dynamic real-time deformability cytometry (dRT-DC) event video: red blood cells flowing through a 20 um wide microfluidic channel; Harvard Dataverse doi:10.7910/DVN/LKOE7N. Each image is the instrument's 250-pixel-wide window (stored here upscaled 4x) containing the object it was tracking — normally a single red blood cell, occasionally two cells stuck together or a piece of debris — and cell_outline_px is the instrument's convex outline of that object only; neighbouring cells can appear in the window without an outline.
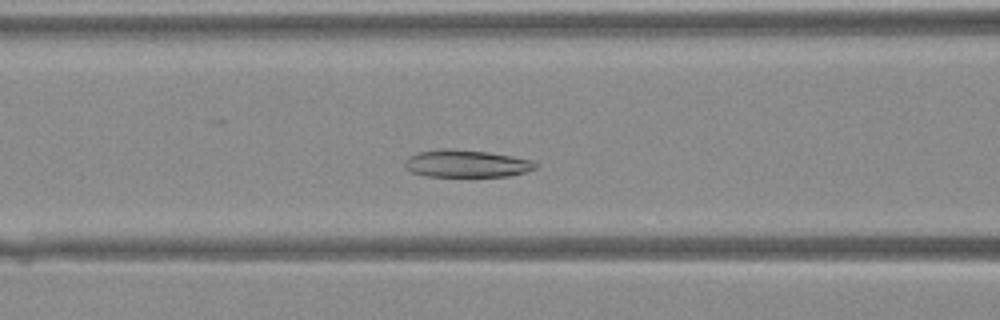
{"species": "Egyptian fruit bat (a non-hibernating species)", "species_latin": "Rousettus aegyptiacus", "temperature_condition": "warm", "stored_images_in_passage": 31, "camera_frame_rate_fps": 3000, "um_per_image_px": 0.085, "animal": {"sex": "female"}, "frame": {"image": 1, "passage_image": 12, "time_ms": 3.667, "image_size_px": [1000, 320], "cell_outline_px": [[540, 164], [536, 168], [524, 172], [508, 176], [424, 176], [412, 172], [404, 168], [404, 160], [408, 156], [420, 152], [448, 148], [452, 148], [484, 152], [532, 160]], "centroid_in_image_um": [39.61, 13.91], "position_along_channel_um": 127.0, "area_um2": 20.69}}
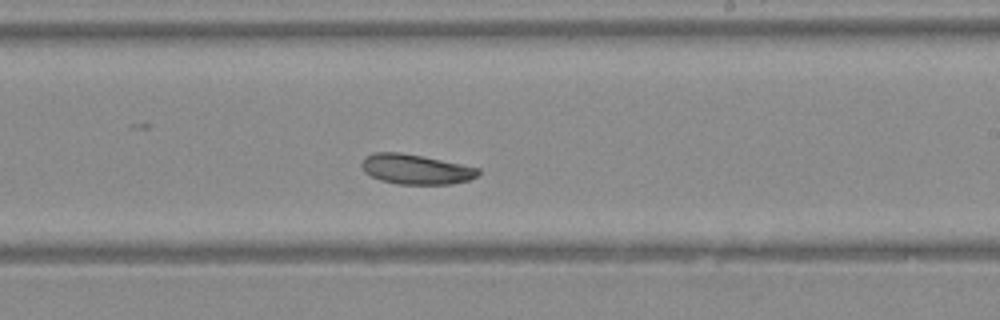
{"frame": {"image": 2, "passage_image": 20, "time_ms": 6.333, "image_size_px": [1000, 320], "cell_outline_px": [[480, 172], [476, 176], [468, 180], [452, 184], [396, 184], [380, 180], [364, 172], [360, 164], [364, 156], [376, 152], [400, 152], [480, 168]], "centroid_in_image_um": [35.3, 14.39], "position_along_channel_um": 253.7, "area_um2": 20.23}}
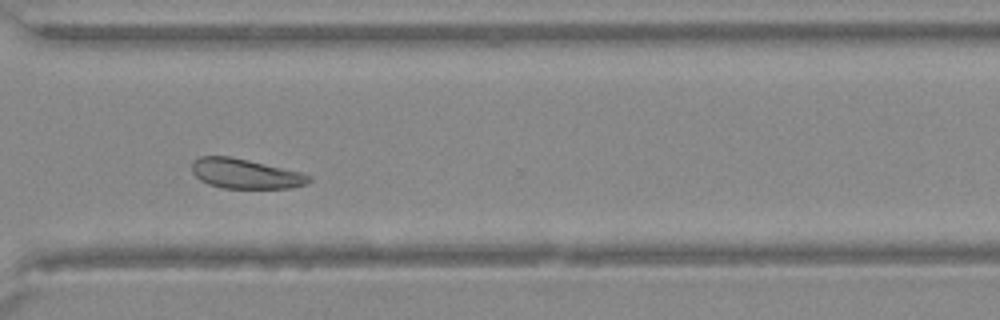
{"frame": {"image": 3, "passage_image": 26, "time_ms": 8.333, "image_size_px": [1000, 320], "cell_outline_px": [[312, 180], [308, 184], [288, 188], [220, 188], [208, 184], [200, 180], [192, 172], [192, 160], [200, 156], [228, 156], [248, 160], [300, 172], [312, 176]], "centroid_in_image_um": [20.84, 14.77], "position_along_channel_um": 349.8, "area_um2": 20.35}}